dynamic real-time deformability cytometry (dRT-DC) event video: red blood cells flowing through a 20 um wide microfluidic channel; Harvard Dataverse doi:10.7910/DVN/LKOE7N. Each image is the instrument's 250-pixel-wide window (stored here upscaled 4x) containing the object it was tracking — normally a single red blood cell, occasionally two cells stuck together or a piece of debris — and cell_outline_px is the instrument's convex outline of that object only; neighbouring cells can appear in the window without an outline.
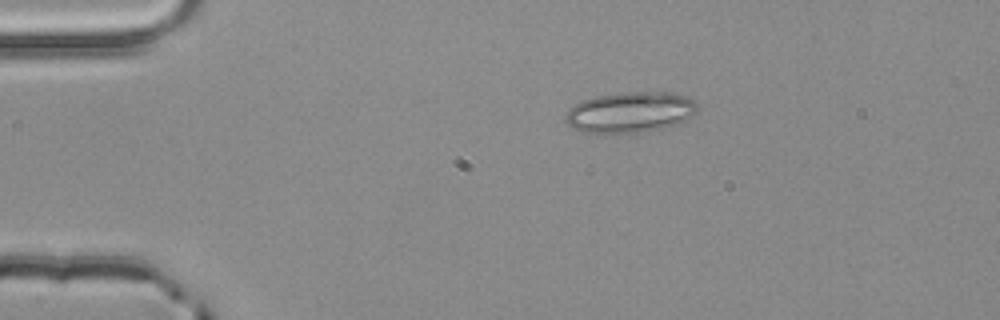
{"species": "common noctule bat (a hibernating species)", "species_latin": "Nyctalus noctula", "temperature_condition": "room temperature", "stored_images_in_passage": 2, "camera_frame_rate_fps": 3000, "um_per_image_px": 0.085, "animal": {"sex": "male", "body_mass_g": 20.4}, "frame": {"image": 1, "passage_image": 1, "time_ms": 0.0, "image_size_px": [1000, 320], "cell_outline_px": [[696, 112], [692, 116], [684, 120], [660, 128], [636, 132], [580, 132], [572, 128], [564, 120], [564, 116], [568, 108], [580, 100], [596, 96], [628, 92], [672, 92], [684, 96], [692, 100], [696, 104]], "centroid_in_image_um": [53.48, 9.52], "position_along_channel_um": 31.5, "area_um2": 30.92}}